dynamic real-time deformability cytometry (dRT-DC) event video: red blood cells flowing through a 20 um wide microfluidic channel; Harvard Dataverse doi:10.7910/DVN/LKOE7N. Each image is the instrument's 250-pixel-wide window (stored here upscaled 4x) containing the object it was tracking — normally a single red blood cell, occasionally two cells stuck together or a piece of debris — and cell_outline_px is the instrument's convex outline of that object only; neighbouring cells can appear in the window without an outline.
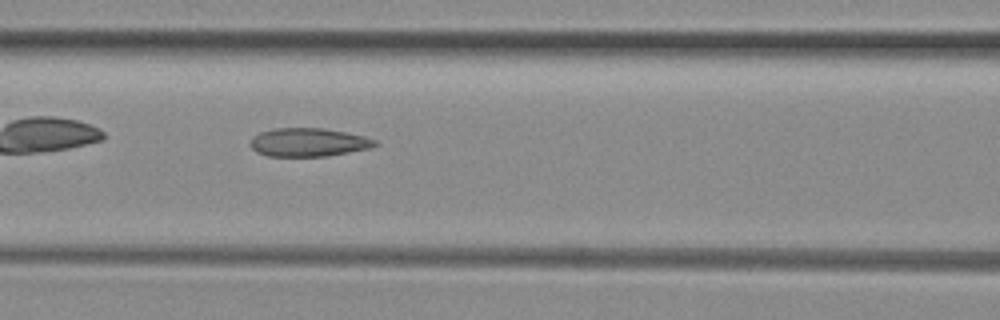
{"species": "common noctule bat (a hibernating species)", "species_latin": "Nyctalus noctula", "temperature_condition": "room temperature", "stored_images_in_passage": 29, "camera_frame_rate_fps": 3000, "um_per_image_px": 0.085, "animal": {"sex": "female", "body_mass_g": 29.2, "forearm_length_mm": 56.3}, "frame": {"image": 1, "passage_image": 6, "time_ms": 1.667, "image_size_px": [1000, 320], "cell_outline_px": [[380, 144], [368, 148], [328, 156], [268, 156], [256, 152], [252, 148], [252, 136], [260, 132], [276, 128], [324, 128], [364, 136], [376, 140]], "centroid_in_image_um": [26.22, 12.09], "position_along_channel_um": 140.4, "area_um2": 20.52}}
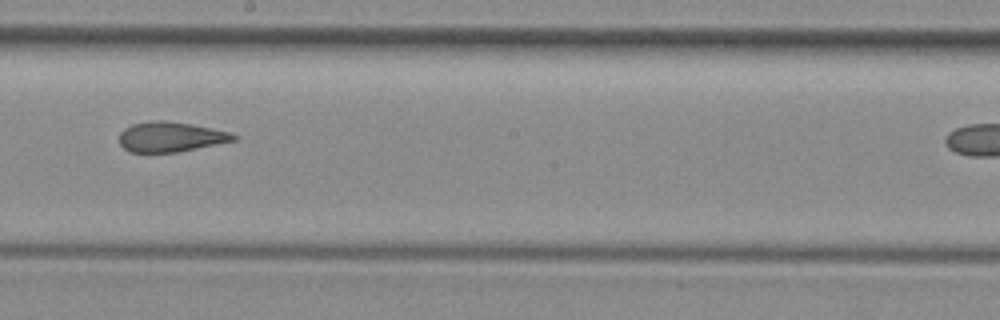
{"frame": {"image": 2, "passage_image": 13, "time_ms": 4.0, "image_size_px": [1000, 320], "cell_outline_px": [[240, 136], [236, 140], [176, 152], [128, 152], [120, 144], [120, 132], [124, 128], [132, 124], [148, 120], [160, 120], [188, 124], [228, 132]], "centroid_in_image_um": [14.45, 11.63], "position_along_channel_um": 233.7, "area_um2": 19.71}}
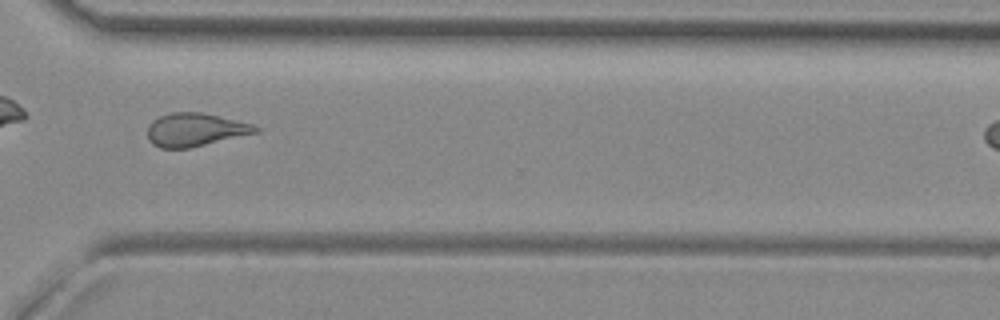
{"frame": {"image": 3, "passage_image": 22, "time_ms": 7.0, "image_size_px": [1000, 320], "cell_outline_px": [[260, 132], [188, 148], [160, 148], [152, 144], [148, 140], [148, 124], [152, 120], [160, 116], [172, 112], [200, 112], [252, 124], [260, 128]], "centroid_in_image_um": [16.56, 11.03], "position_along_channel_um": 354.0, "area_um2": 20.81}}